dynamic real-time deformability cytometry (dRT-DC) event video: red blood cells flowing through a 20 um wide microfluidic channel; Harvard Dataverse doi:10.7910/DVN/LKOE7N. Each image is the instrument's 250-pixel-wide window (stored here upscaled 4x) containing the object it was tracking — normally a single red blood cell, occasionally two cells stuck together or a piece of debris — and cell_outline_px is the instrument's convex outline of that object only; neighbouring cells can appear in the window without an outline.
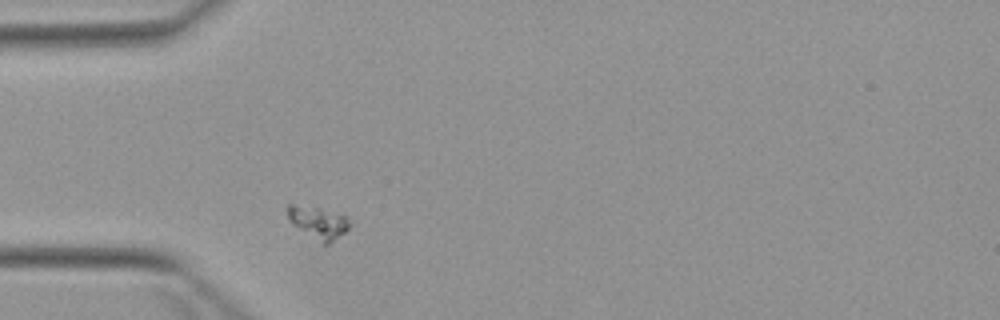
{"species": "Egyptian fruit bat (a non-hibernating species)", "species_latin": "Rousettus aegyptiacus", "temperature_condition": "warm", "stored_images_in_passage": 1, "camera_frame_rate_fps": 3000, "um_per_image_px": 0.085, "animal": {"sex": "female"}, "frame": {"image": 1, "passage_image": 1, "time_ms": 0.0, "image_size_px": [1000, 320], "cell_outline_px": [[352, 224], [344, 232], [328, 244], [324, 244], [292, 224], [288, 220], [284, 208], [288, 204], [292, 204], [320, 208], [344, 216]], "centroid_in_image_um": [26.98, 18.88], "position_along_channel_um": 58.0, "area_um2": 11.44}}